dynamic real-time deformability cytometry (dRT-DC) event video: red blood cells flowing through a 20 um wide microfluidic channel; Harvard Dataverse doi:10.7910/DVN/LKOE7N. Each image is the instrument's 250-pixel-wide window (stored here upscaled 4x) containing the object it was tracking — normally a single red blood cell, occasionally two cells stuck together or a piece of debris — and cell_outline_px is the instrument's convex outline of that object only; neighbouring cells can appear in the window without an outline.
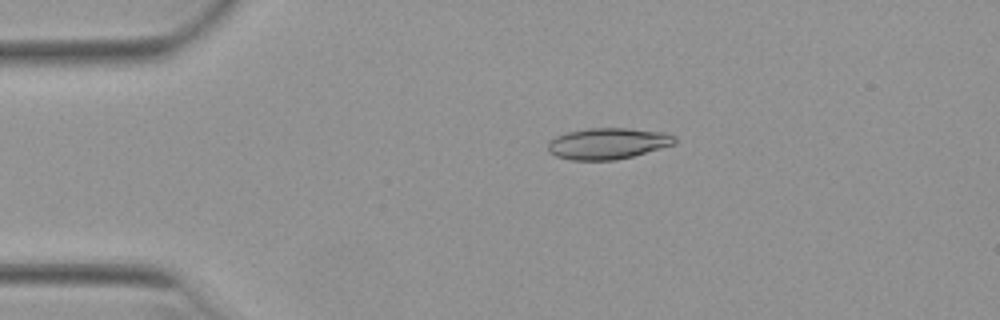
{"species": "Egyptian fruit bat (a non-hibernating species)", "species_latin": "Rousettus aegyptiacus", "temperature_condition": "warm", "stored_images_in_passage": 52, "camera_frame_rate_fps": 3000, "um_per_image_px": 0.085, "animal": {"sex": "female"}, "frame": {"image": 1, "passage_image": 11, "time_ms": 3.333, "image_size_px": [1000, 320], "cell_outline_px": [[676, 144], [632, 156], [616, 160], [572, 160], [556, 156], [548, 152], [548, 144], [556, 136], [568, 132], [588, 128], [628, 128], [664, 132], [676, 136]], "centroid_in_image_um": [51.69, 12.19], "position_along_channel_um": 33.3, "area_um2": 23.06}}
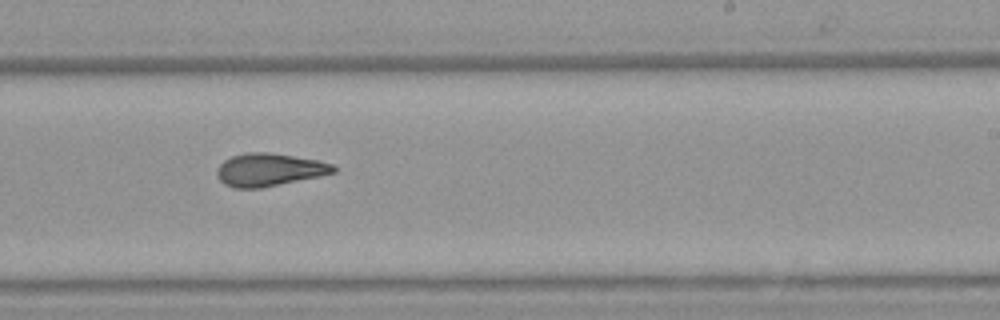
{"frame": {"image": 2, "passage_image": 32, "time_ms": 10.333, "image_size_px": [1000, 320], "cell_outline_px": [[336, 172], [320, 176], [260, 188], [232, 188], [224, 184], [220, 180], [216, 172], [220, 164], [224, 160], [232, 156], [248, 152], [268, 152], [316, 160], [332, 164], [336, 168]], "centroid_in_image_um": [22.86, 14.43], "position_along_channel_um": 266.1, "area_um2": 22.08}}
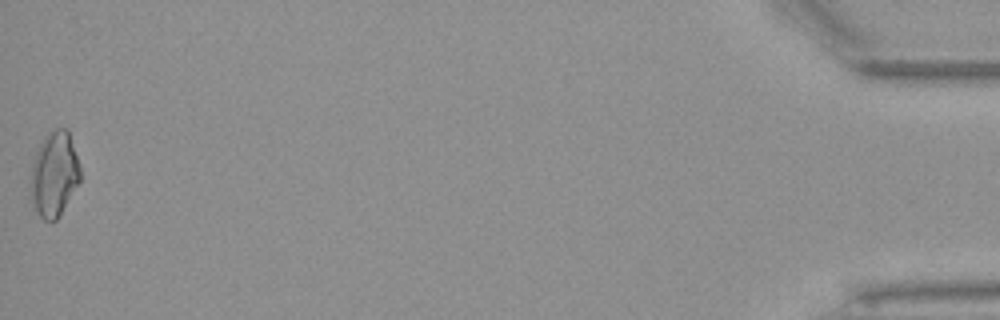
{"frame": {"image": 3, "passage_image": 52, "time_ms": 17.0, "image_size_px": [1000, 320], "cell_outline_px": [[80, 180], [56, 220], [44, 220], [36, 212], [32, 200], [32, 164], [36, 152], [44, 136], [48, 132], [56, 128], [68, 128], [80, 168]], "centroid_in_image_um": [4.62, 14.76], "position_along_channel_um": 430.6, "area_um2": 23.99}, "authors_computed_cell_mechanics": {"area_um2": 22.3108, "velocity_mm_per_s": 3.9579, "shape_relaxation_time_tau1_ms": null, "shape_relaxation_time_tau2_ms": 2.6868, "deformation_change_tau1": null, "deformation_change_tau2": 0.1132}}